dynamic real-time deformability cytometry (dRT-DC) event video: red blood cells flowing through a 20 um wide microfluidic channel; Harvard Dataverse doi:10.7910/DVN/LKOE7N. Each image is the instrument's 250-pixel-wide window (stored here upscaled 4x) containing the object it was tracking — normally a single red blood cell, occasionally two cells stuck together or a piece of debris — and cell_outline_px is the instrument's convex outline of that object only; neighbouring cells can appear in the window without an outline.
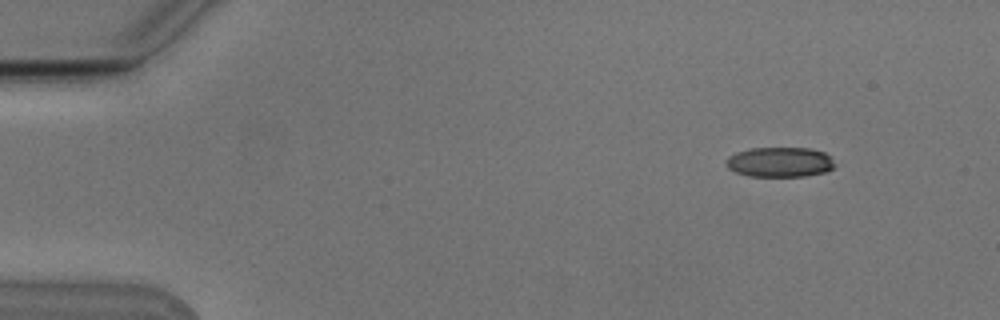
{"species": "Egyptian fruit bat (a non-hibernating species)", "species_latin": "Rousettus aegyptiacus", "temperature_condition": "cold", "stored_images_in_passage": 4, "camera_frame_rate_fps": 3000, "um_per_image_px": 0.085, "animal": {"sex": "male"}, "frame": {"image": 1, "passage_image": 2, "time_ms": 0.333, "image_size_px": [1000, 320], "cell_outline_px": [[832, 168], [824, 172], [804, 176], [748, 176], [736, 172], [728, 168], [728, 156], [736, 152], [748, 148], [808, 148], [824, 152], [832, 156]], "centroid_in_image_um": [66.27, 13.77], "position_along_channel_um": 18.7, "area_um2": 18.79}}